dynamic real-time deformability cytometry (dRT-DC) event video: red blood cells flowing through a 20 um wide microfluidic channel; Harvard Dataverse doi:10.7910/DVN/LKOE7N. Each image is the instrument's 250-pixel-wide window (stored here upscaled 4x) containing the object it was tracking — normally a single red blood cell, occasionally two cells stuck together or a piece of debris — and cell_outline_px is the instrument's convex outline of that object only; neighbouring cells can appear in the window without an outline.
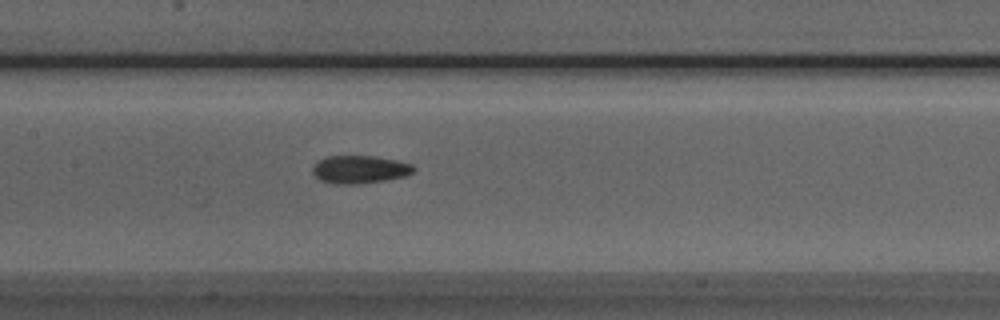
{"species": "Egyptian fruit bat (a non-hibernating species)", "species_latin": "Rousettus aegyptiacus", "temperature_condition": "room temperature", "stored_images_in_passage": 42, "camera_frame_rate_fps": 3000, "um_per_image_px": 0.085, "animal": {"sex": "male"}, "frame": {"image": 1, "passage_image": 24, "time_ms": 7.667, "image_size_px": [1000, 320], "cell_outline_px": [[416, 168], [412, 172], [404, 176], [384, 180], [360, 184], [332, 184], [320, 180], [312, 172], [312, 168], [324, 156], [376, 156], [396, 160], [412, 164]], "centroid_in_image_um": [30.56, 14.4], "position_along_channel_um": 176.8, "area_um2": 16.42}}
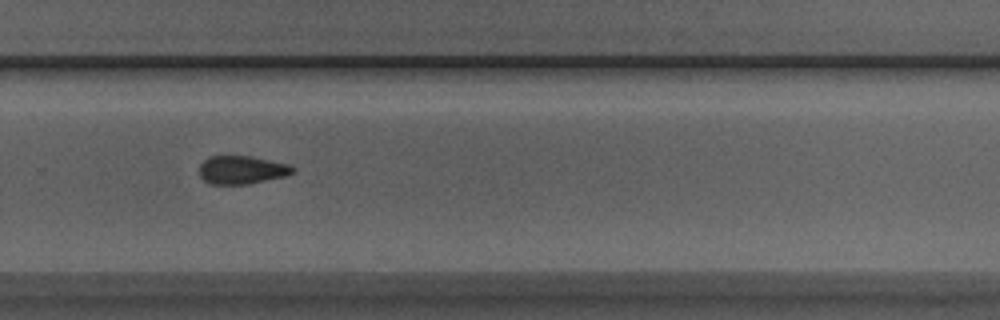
{"frame": {"image": 2, "passage_image": 34, "time_ms": 11.0, "image_size_px": [1000, 320], "cell_outline_px": [[296, 168], [288, 176], [248, 184], [212, 184], [204, 180], [200, 176], [200, 164], [208, 156], [252, 156], [288, 164]], "centroid_in_image_um": [20.57, 14.44], "position_along_channel_um": 309.2, "area_um2": 15.43}}
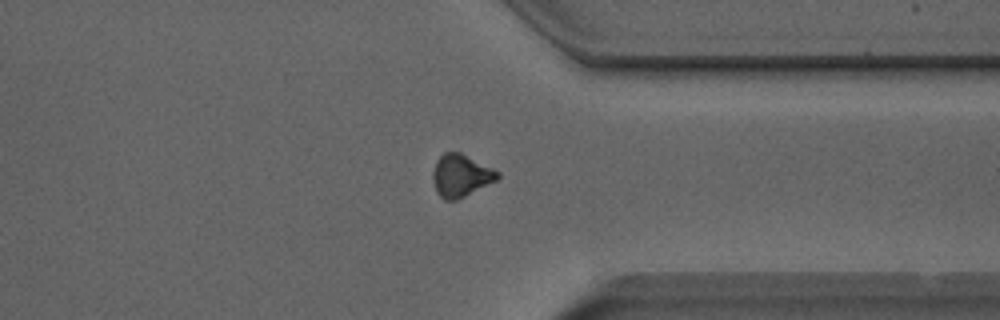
{"frame": {"image": 3, "passage_image": 39, "time_ms": 12.667, "image_size_px": [1000, 320], "cell_outline_px": [[500, 176], [496, 180], [456, 200], [444, 200], [436, 192], [432, 180], [432, 172], [436, 160], [444, 152], [460, 152], [500, 172]], "centroid_in_image_um": [39.13, 14.92], "position_along_channel_um": 372.3, "area_um2": 15.9}}